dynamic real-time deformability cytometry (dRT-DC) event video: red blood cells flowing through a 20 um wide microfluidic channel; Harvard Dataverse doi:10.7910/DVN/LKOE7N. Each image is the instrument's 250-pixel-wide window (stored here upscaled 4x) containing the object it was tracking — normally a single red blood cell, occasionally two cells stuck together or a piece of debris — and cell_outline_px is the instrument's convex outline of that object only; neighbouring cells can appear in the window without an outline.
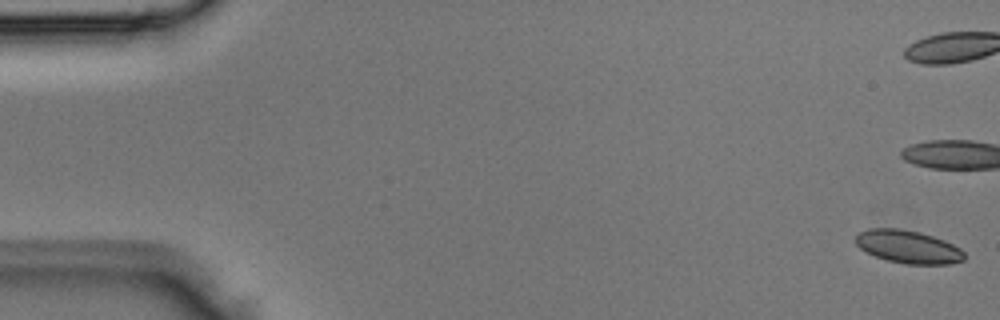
{"species": "Egyptian fruit bat (a non-hibernating species)", "species_latin": "Rousettus aegyptiacus", "temperature_condition": "room temperature", "stored_images_in_passage": 5, "camera_frame_rate_fps": 3000, "um_per_image_px": 0.085, "animal": {"sex": "male"}, "frame": {"image": 1, "passage_image": 1, "time_ms": 0.0, "image_size_px": [1000, 320], "cell_outline_px": [[964, 260], [948, 264], [904, 264], [888, 260], [876, 256], [860, 248], [856, 244], [856, 232], [868, 228], [900, 228], [920, 232], [944, 240], [960, 248], [964, 252]], "centroid_in_image_um": [77.17, 20.96], "position_along_channel_um": 7.8, "area_um2": 20.87}}
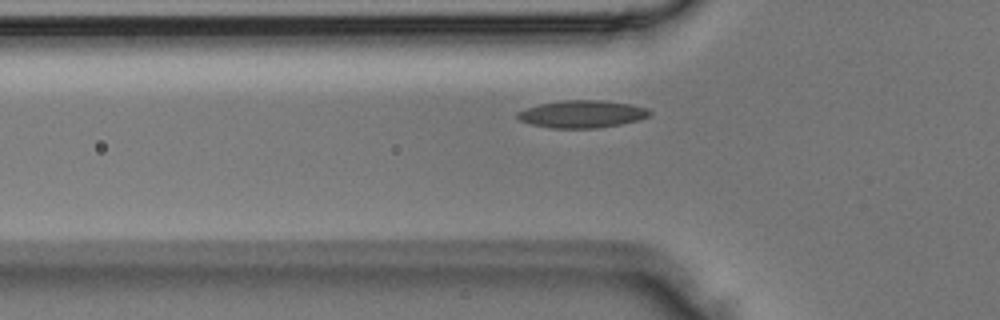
{"frame": {"image": 2, "passage_image": 5, "time_ms": 1.333, "image_size_px": [1000, 320], "cell_outline_px": [[652, 112], [648, 116], [640, 120], [620, 124], [596, 128], [552, 128], [532, 124], [520, 120], [516, 116], [516, 112], [540, 104], [560, 100], [600, 100], [632, 104], [648, 108]], "centroid_in_image_um": [49.5, 9.69], "position_along_channel_um": 76.3, "area_um2": 21.1}}